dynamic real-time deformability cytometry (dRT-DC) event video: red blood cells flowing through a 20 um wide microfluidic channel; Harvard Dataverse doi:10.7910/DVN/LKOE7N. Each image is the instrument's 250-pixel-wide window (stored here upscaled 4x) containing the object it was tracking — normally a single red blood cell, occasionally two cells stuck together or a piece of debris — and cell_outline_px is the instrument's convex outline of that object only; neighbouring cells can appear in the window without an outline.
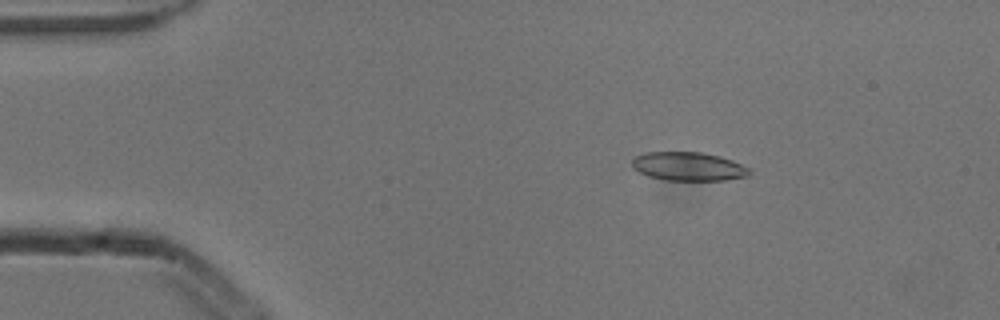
{"species": "common noctule bat (a hibernating species)", "species_latin": "Nyctalus noctula", "temperature_condition": "cold", "stored_images_in_passage": 5, "camera_frame_rate_fps": 3000, "um_per_image_px": 0.085, "animal": {"sex": "male", "body_mass_g": 13.3}, "frame": {"image": 1, "passage_image": 3, "time_ms": 0.667, "image_size_px": [1000, 320], "cell_outline_px": [[752, 172], [748, 176], [724, 180], [668, 180], [648, 176], [632, 168], [632, 156], [644, 152], [700, 152], [720, 156], [732, 160], [748, 168]], "centroid_in_image_um": [58.48, 14.14], "position_along_channel_um": 26.5, "area_um2": 19.65}}
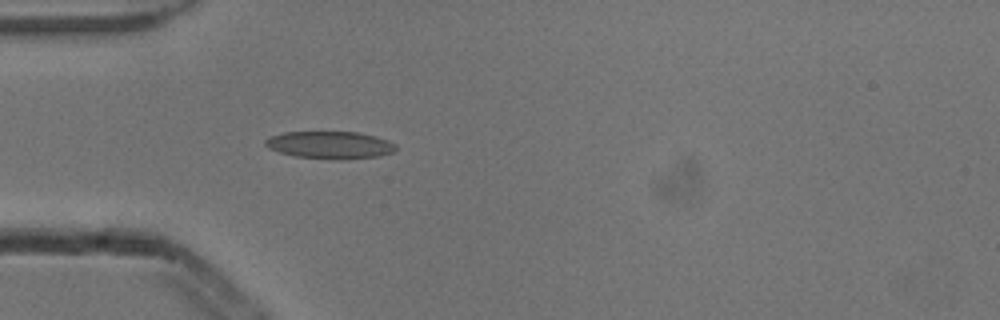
{"frame": {"image": 2, "passage_image": 5, "time_ms": 1.333, "image_size_px": [1000, 320], "cell_outline_px": [[396, 148], [392, 152], [380, 156], [344, 160], [336, 160], [296, 156], [280, 152], [268, 148], [264, 144], [264, 140], [272, 136], [284, 132], [360, 132], [376, 136], [388, 140], [396, 144]], "centroid_in_image_um": [28.08, 12.33], "position_along_channel_um": 56.9, "area_um2": 20.98}}